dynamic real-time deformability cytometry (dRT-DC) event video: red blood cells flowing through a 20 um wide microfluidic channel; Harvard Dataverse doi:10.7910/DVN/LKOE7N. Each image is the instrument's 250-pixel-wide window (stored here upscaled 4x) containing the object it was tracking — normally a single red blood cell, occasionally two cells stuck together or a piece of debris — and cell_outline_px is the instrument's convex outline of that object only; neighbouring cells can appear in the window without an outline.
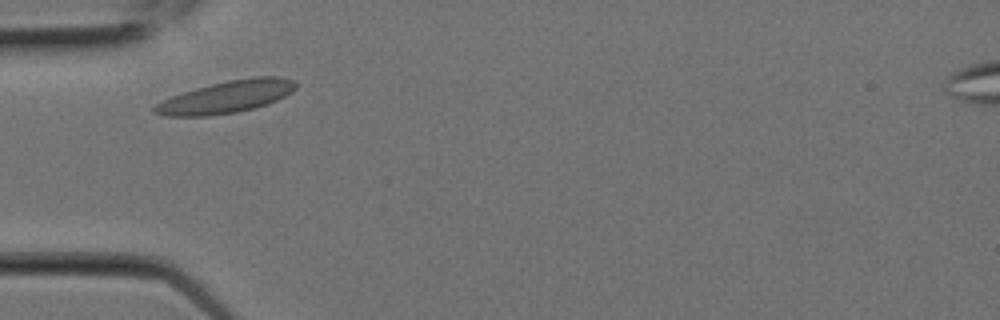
{"species": "Egyptian fruit bat (a non-hibernating species)", "species_latin": "Rousettus aegyptiacus", "temperature_condition": "room temperature", "stored_images_in_passage": 2, "camera_frame_rate_fps": 3000, "um_per_image_px": 0.085, "animal": {"sex": "female"}, "frame": {"image": 1, "passage_image": 1, "time_ms": 0.0, "image_size_px": [1000, 320], "cell_outline_px": [[296, 88], [292, 92], [268, 104], [236, 112], [208, 116], [164, 116], [152, 112], [152, 108], [156, 104], [172, 96], [196, 88], [228, 80], [252, 76], [280, 76], [292, 80], [296, 84]], "centroid_in_image_um": [19.25, 8.23], "position_along_channel_um": 65.8, "area_um2": 26.36}}
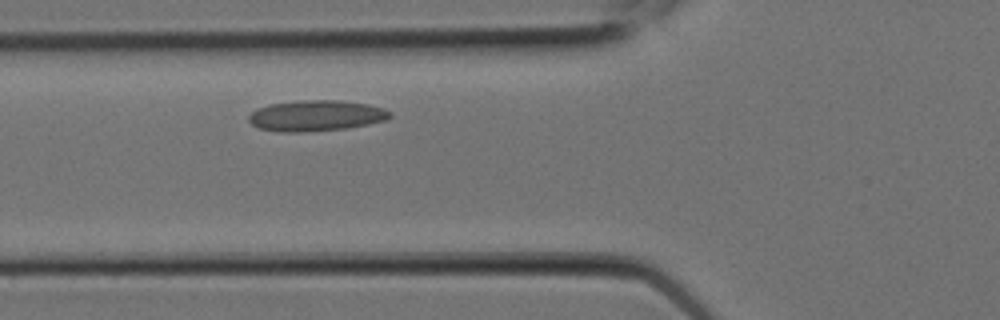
{"frame": {"image": 2, "passage_image": 2, "time_ms": 0.333, "image_size_px": [1000, 320], "cell_outline_px": [[392, 116], [384, 120], [368, 124], [344, 128], [304, 132], [280, 132], [260, 128], [252, 124], [248, 120], [248, 116], [256, 108], [268, 104], [296, 100], [336, 100], [368, 104], [384, 108], [392, 112]], "centroid_in_image_um": [26.84, 9.82], "position_along_channel_um": 99.0, "area_um2": 25.43}}